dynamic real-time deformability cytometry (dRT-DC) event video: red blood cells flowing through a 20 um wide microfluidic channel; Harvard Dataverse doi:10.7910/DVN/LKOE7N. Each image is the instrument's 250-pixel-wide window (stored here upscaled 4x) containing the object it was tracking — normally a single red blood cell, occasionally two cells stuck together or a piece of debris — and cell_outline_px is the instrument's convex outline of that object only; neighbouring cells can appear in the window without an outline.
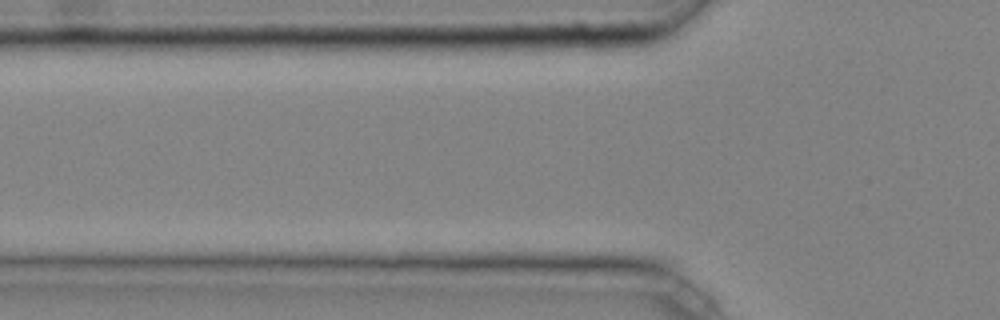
{"species": "common noctule bat (a hibernating species)", "species_latin": "Nyctalus noctula", "temperature_condition": "cold", "stored_images_in_passage": 3, "camera_frame_rate_fps": 3000, "um_per_image_px": 0.085, "animal": {"sex": "male", "body_mass_g": 20.4}, "frame": {"image": 1, "passage_image": 2, "time_ms": 0.333, "image_size_px": [1000, 320], "cell_outline_px": [[628, 220], [504, 220], [492, 216], [496, 212], [508, 208], [596, 208], [628, 212]], "centroid_in_image_um": [47.65, 18.21], "position_along_channel_um": 78.1, "area_um2": 10.81}}